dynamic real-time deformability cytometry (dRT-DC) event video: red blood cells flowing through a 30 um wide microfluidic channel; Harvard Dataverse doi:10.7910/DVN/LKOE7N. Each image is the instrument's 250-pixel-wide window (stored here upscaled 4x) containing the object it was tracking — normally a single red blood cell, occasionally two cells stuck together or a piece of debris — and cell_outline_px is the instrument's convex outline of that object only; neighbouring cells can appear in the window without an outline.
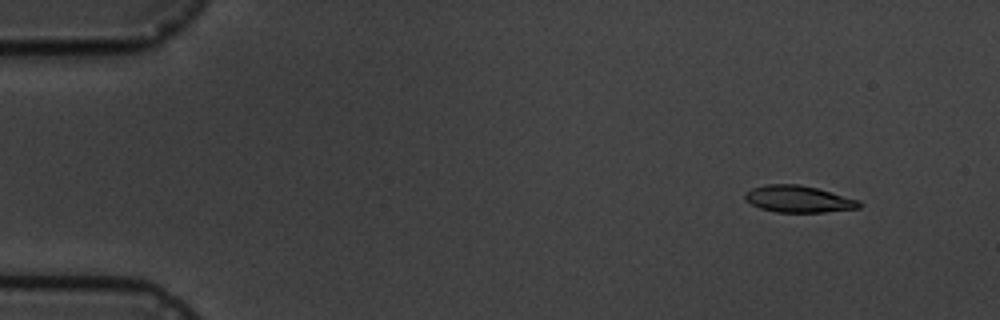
{"species": "common noctule bat (a hibernating species)", "species_latin": "Nyctalus noctula", "temperature_condition": "cold", "stored_images_in_passage": 10, "camera_frame_rate_fps": 3000, "um_per_image_px": 0.085, "animal": {"sex": "male", "body_mass_g": 19.5, "forearm_length_mm": 54.6}, "frame": {"image": 1, "passage_image": 2, "time_ms": 1.333, "image_size_px": [1000, 320], "cell_outline_px": [[864, 204], [860, 208], [824, 212], [776, 212], [760, 208], [744, 200], [744, 196], [752, 188], [764, 184], [800, 184], [816, 188], [860, 200]], "centroid_in_image_um": [67.89, 16.92], "position_along_channel_um": 17.1, "area_um2": 17.86}}
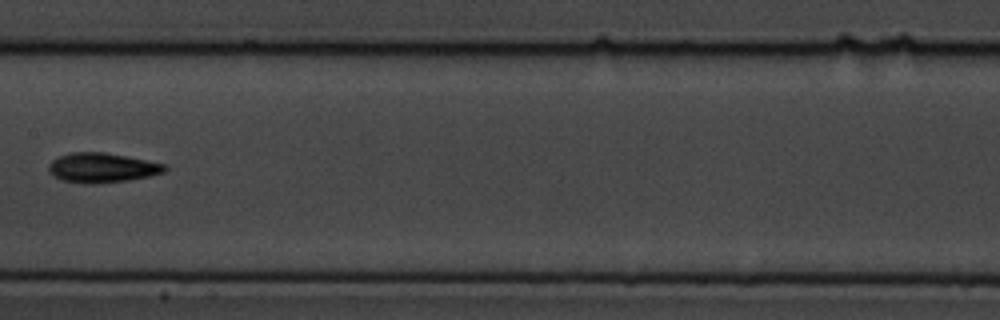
{"frame": {"image": 2, "passage_image": 9, "time_ms": 9.333, "image_size_px": [1000, 320], "cell_outline_px": [[168, 168], [164, 172], [148, 176], [128, 180], [92, 184], [88, 184], [64, 180], [48, 172], [48, 164], [52, 160], [60, 156], [72, 152], [104, 152], [164, 164]], "centroid_in_image_um": [8.65, 14.25], "position_along_channel_um": 198.8, "area_um2": 19.71}}
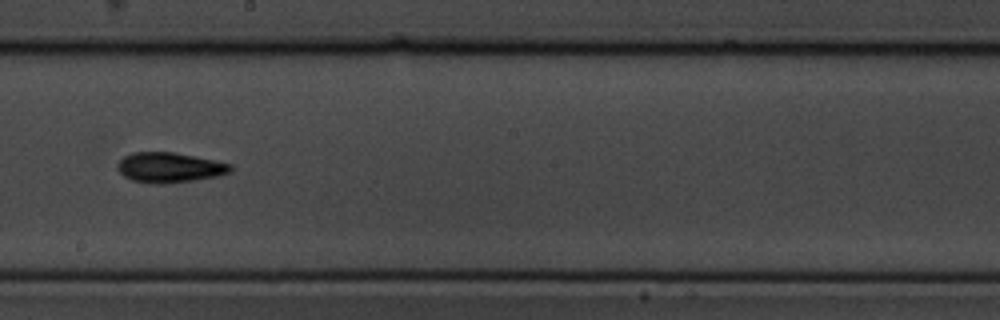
{"frame": {"image": 3, "passage_image": 10, "time_ms": 10.333, "image_size_px": [1000, 320], "cell_outline_px": [[232, 168], [228, 172], [216, 176], [192, 180], [164, 184], [152, 184], [132, 180], [124, 176], [116, 168], [116, 164], [124, 156], [132, 152], [172, 152], [232, 164]], "centroid_in_image_um": [14.34, 14.24], "position_along_channel_um": 233.9, "area_um2": 19.59}}